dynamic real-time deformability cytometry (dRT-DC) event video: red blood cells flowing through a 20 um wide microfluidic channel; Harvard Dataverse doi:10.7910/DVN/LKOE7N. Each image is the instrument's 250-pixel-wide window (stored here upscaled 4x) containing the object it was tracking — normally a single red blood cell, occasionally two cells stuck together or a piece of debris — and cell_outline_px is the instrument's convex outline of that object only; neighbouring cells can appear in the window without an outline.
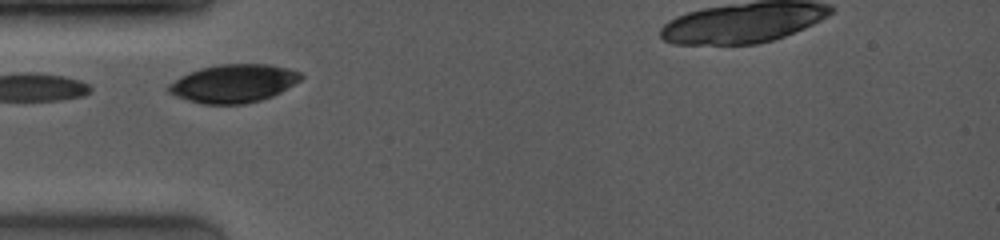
{"species": "common noctule bat (a hibernating species)", "species_latin": "Nyctalus noctula", "temperature_condition": "room temperature", "stored_images_in_passage": 21, "camera_frame_rate_fps": 4000, "um_per_image_px": 0.085, "animal": {"sex": "female", "body_mass_g": 19.0, "forearm_length_mm": 53.3}, "frame": {"image": 1, "passage_image": 1, "time_ms": 0.0, "image_size_px": [1000, 240], "cell_outline_px": [[304, 76], [300, 80], [280, 92], [272, 96], [260, 100], [244, 104], [200, 104], [176, 96], [168, 92], [164, 88], [168, 84], [180, 76], [200, 68], [220, 64], [268, 64], [288, 68], [300, 72]], "centroid_in_image_um": [19.82, 7.09], "position_along_channel_um": 65.2, "area_um2": 29.54}}